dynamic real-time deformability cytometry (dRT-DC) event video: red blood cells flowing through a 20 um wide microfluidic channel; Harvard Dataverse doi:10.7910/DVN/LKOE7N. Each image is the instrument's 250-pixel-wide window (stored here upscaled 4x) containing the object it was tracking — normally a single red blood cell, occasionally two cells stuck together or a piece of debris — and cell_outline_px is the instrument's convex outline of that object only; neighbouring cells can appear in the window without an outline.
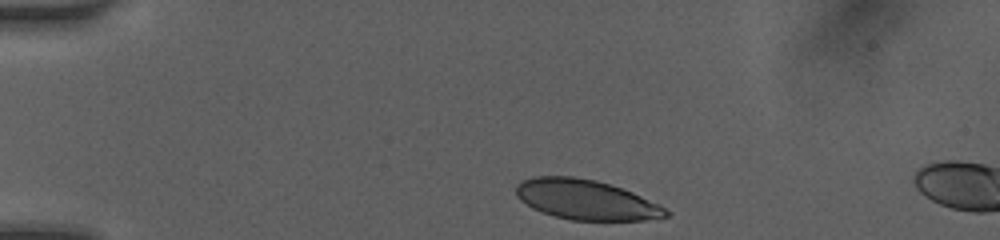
{"species": "human", "species_latin": "Homo sapiens", "temperature_condition": "room temperature", "stored_images_in_passage": 4, "camera_frame_rate_fps": 3000, "um_per_image_px": 0.085, "donor": {"sex": "female"}, "frame": {"image": 1, "passage_image": 1, "time_ms": 0.0, "image_size_px": [1000, 240], "cell_outline_px": [[672, 212], [668, 216], [644, 220], [572, 220], [556, 216], [532, 208], [520, 200], [516, 196], [516, 184], [520, 180], [536, 176], [572, 176], [596, 180], [632, 192], [660, 204]], "centroid_in_image_um": [49.81, 16.97], "position_along_channel_um": 35.2, "area_um2": 34.85}}